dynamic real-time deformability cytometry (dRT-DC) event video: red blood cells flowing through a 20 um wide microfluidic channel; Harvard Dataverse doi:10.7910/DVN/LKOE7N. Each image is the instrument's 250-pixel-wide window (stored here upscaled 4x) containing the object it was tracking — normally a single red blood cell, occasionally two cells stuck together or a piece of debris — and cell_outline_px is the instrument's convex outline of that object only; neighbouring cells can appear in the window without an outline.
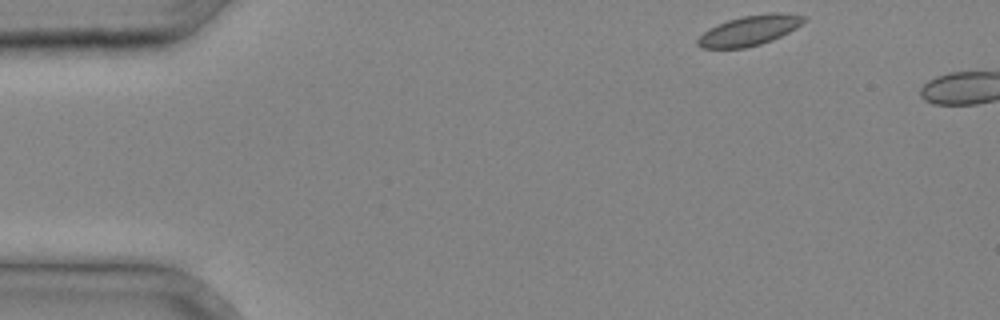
{"species": "common noctule bat (a hibernating species)", "species_latin": "Nyctalus noctula", "temperature_condition": "cold", "stored_images_in_passage": 3, "camera_frame_rate_fps": 3000, "um_per_image_px": 0.085, "animal": {"sex": "male", "body_mass_g": 20.4}, "frame": {"image": 1, "passage_image": 1, "time_ms": 0.0, "image_size_px": [1000, 320], "cell_outline_px": [[808, 20], [796, 28], [772, 40], [760, 44], [744, 48], [700, 48], [696, 44], [696, 40], [708, 28], [716, 24], [728, 20], [744, 16], [772, 12], [780, 12], [804, 16]], "centroid_in_image_um": [63.69, 2.59], "position_along_channel_um": 21.3, "area_um2": 18.61}}